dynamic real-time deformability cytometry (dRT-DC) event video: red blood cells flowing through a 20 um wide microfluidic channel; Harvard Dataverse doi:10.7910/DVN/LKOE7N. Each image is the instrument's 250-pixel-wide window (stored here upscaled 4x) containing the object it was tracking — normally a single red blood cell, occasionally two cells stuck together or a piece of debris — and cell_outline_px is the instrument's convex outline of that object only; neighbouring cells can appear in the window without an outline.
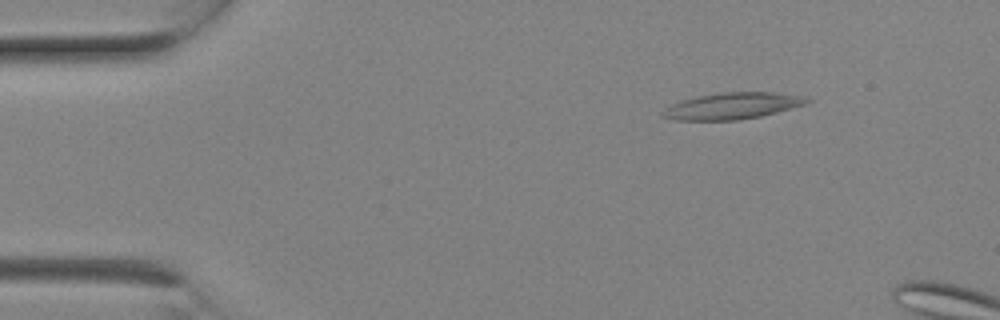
{"species": "Egyptian fruit bat (a non-hibernating species)", "species_latin": "Rousettus aegyptiacus", "temperature_condition": "room temperature", "stored_images_in_passage": 5, "camera_frame_rate_fps": 3000, "um_per_image_px": 0.085, "animal": {"sex": "female"}, "frame": {"image": 1, "passage_image": 3, "time_ms": 0.667, "image_size_px": [1000, 320], "cell_outline_px": [[812, 100], [804, 104], [776, 112], [760, 116], [736, 120], [676, 120], [660, 116], [660, 112], [664, 108], [680, 100], [696, 96], [720, 92], [772, 92], [804, 96]], "centroid_in_image_um": [62.18, 8.99], "position_along_channel_um": 22.8, "area_um2": 22.25}}